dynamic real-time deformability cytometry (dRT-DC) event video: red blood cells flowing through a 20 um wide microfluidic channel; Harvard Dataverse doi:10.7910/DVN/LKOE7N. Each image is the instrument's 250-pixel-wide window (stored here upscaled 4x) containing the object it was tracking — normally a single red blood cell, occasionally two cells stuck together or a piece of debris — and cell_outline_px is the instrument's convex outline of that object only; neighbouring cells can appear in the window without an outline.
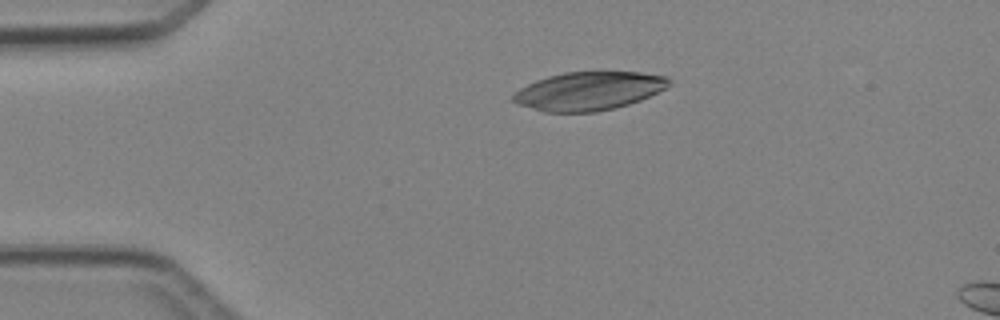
{"species": "Egyptian fruit bat (a non-hibernating species)", "species_latin": "Rousettus aegyptiacus", "temperature_condition": "cold", "stored_images_in_passage": 3, "camera_frame_rate_fps": 3000, "um_per_image_px": 0.085, "animal": {"sex": "female"}, "frame": {"image": 1, "passage_image": 1, "time_ms": 0.0, "image_size_px": [1000, 320], "cell_outline_px": [[672, 84], [640, 100], [616, 108], [596, 112], [544, 112], [516, 104], [512, 100], [512, 96], [520, 88], [536, 80], [548, 76], [564, 72], [640, 72], [668, 76], [672, 80]], "centroid_in_image_um": [50.04, 7.73], "position_along_channel_um": 35.0, "area_um2": 34.97}}